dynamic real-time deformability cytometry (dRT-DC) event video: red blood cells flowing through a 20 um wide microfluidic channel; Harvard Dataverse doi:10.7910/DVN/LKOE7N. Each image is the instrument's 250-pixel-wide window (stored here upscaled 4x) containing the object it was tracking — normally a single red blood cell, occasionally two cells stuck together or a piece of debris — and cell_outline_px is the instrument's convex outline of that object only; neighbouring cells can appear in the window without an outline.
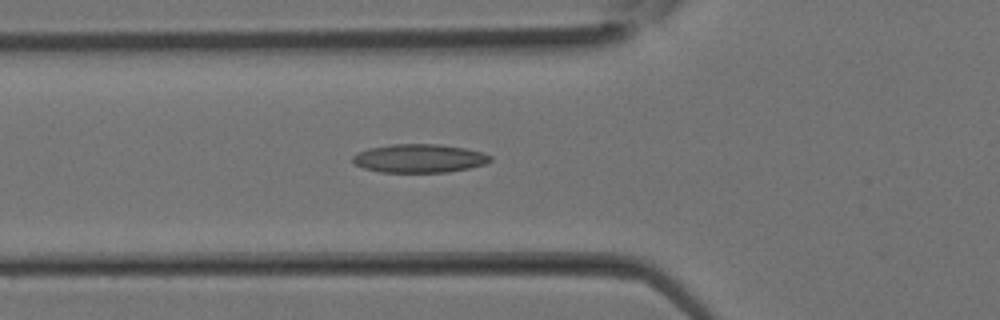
{"species": "Egyptian fruit bat (a non-hibernating species)", "species_latin": "Rousettus aegyptiacus", "temperature_condition": "room temperature", "stored_images_in_passage": 15, "camera_frame_rate_fps": 3000, "um_per_image_px": 0.085, "animal": {"sex": "female"}, "frame": {"image": 1, "passage_image": 11, "time_ms": 3.333, "image_size_px": [1000, 320], "cell_outline_px": [[492, 160], [484, 164], [468, 168], [448, 172], [380, 172], [364, 168], [356, 164], [352, 160], [352, 156], [356, 152], [368, 148], [392, 144], [440, 144], [464, 148], [480, 152], [492, 156]], "centroid_in_image_um": [35.61, 13.45], "position_along_channel_um": 90.2, "area_um2": 22.83}}
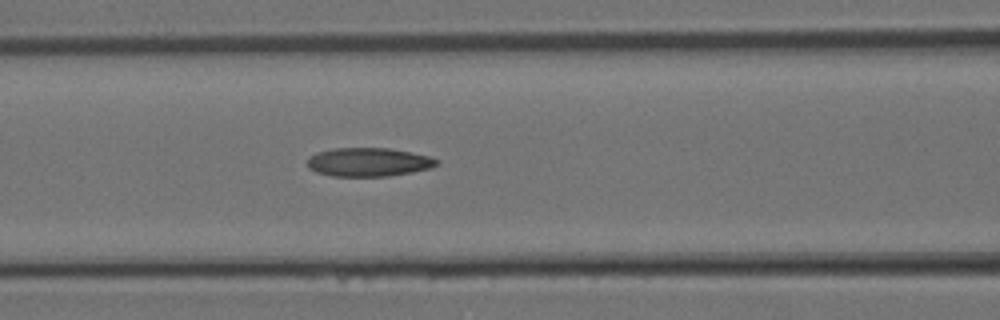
{"frame": {"image": 2, "passage_image": 13, "time_ms": 4.0, "image_size_px": [1000, 320], "cell_outline_px": [[436, 164], [432, 168], [412, 172], [388, 176], [332, 176], [316, 172], [308, 168], [308, 156], [316, 152], [332, 148], [388, 148], [428, 156], [436, 160]], "centroid_in_image_um": [31.26, 13.78], "position_along_channel_um": 135.3, "area_um2": 21.5}}
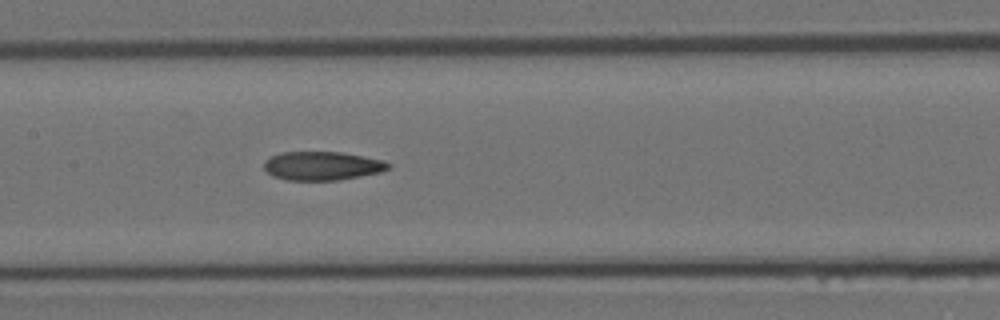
{"frame": {"image": 3, "passage_image": 15, "time_ms": 4.667, "image_size_px": [1000, 320], "cell_outline_px": [[392, 164], [388, 168], [380, 172], [340, 180], [288, 180], [272, 176], [264, 168], [264, 160], [272, 156], [284, 152], [340, 152], [384, 160]], "centroid_in_image_um": [27.39, 14.1], "position_along_channel_um": 180.0, "area_um2": 20.69}}